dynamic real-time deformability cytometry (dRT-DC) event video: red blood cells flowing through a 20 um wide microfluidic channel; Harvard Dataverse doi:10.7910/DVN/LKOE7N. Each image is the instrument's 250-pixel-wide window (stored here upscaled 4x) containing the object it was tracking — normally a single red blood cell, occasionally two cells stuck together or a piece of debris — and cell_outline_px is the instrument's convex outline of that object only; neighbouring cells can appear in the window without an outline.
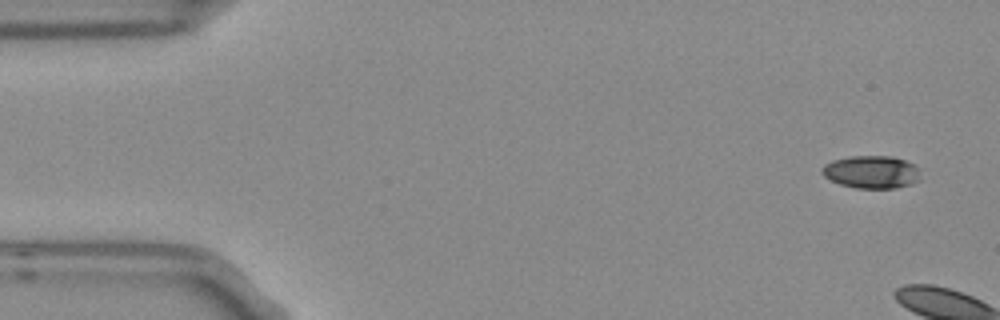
{"species": "Egyptian fruit bat (a non-hibernating species)", "species_latin": "Rousettus aegyptiacus", "temperature_condition": "room temperature", "stored_images_in_passage": 5, "camera_frame_rate_fps": 3000, "um_per_image_px": 0.085, "frame": {"image": 1, "passage_image": 1, "time_ms": 0.0, "image_size_px": [1000, 320], "cell_outline_px": [[920, 180], [912, 184], [896, 188], [856, 188], [840, 184], [824, 176], [820, 172], [820, 168], [824, 164], [832, 160], [848, 156], [892, 156], [916, 164]], "centroid_in_image_um": [74.06, 14.61], "position_along_channel_um": 10.9, "area_um2": 18.96}}
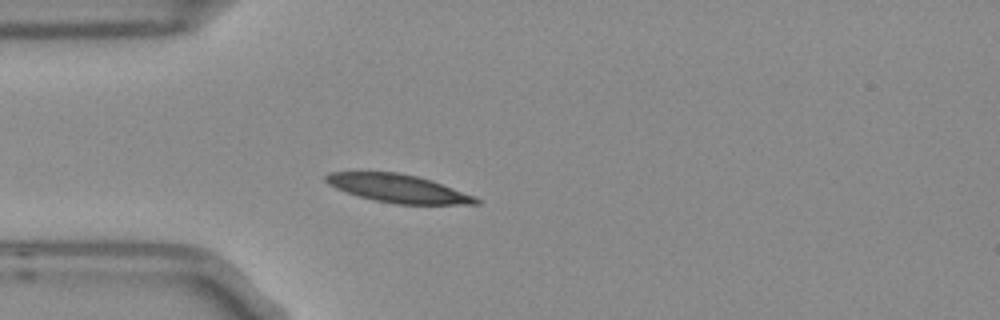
{"frame": {"image": 2, "passage_image": 5, "time_ms": 1.333, "image_size_px": [1000, 320], "cell_outline_px": [[480, 204], [396, 204], [372, 200], [336, 188], [328, 184], [324, 180], [324, 176], [328, 172], [396, 172], [416, 176], [432, 180], [476, 196], [480, 200]], "centroid_in_image_um": [33.86, 16.02], "position_along_channel_um": 51.1, "area_um2": 24.57}}